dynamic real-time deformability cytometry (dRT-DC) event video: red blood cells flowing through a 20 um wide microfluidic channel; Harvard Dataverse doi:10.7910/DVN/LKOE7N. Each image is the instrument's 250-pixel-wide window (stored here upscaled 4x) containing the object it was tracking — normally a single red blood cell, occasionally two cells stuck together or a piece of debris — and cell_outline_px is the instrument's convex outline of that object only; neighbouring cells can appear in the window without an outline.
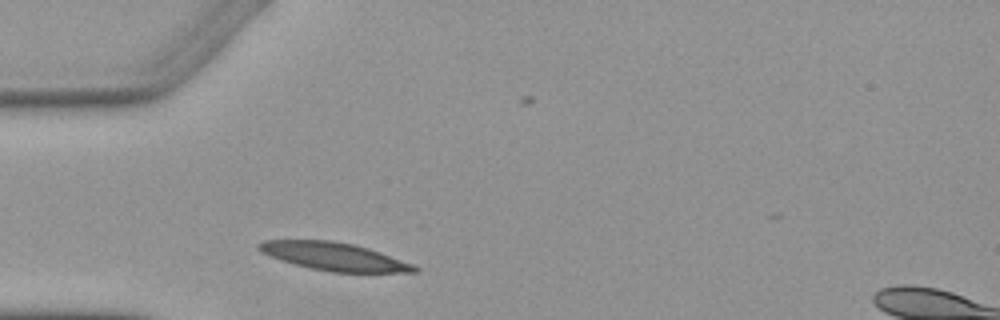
{"species": "Egyptian fruit bat (a non-hibernating species)", "species_latin": "Rousettus aegyptiacus", "temperature_condition": "warm", "stored_images_in_passage": 1, "camera_frame_rate_fps": 3000, "um_per_image_px": 0.085, "animal": {"sex": "female"}, "frame": {"image": 1, "passage_image": 1, "time_ms": 0.0, "image_size_px": [1000, 320], "cell_outline_px": [[420, 268], [416, 272], [332, 272], [308, 268], [280, 260], [268, 256], [260, 252], [256, 248], [256, 244], [264, 240], [332, 240], [352, 244], [368, 248], [380, 252], [412, 264]], "centroid_in_image_um": [28.32, 21.8], "position_along_channel_um": 56.7, "area_um2": 25.37}}